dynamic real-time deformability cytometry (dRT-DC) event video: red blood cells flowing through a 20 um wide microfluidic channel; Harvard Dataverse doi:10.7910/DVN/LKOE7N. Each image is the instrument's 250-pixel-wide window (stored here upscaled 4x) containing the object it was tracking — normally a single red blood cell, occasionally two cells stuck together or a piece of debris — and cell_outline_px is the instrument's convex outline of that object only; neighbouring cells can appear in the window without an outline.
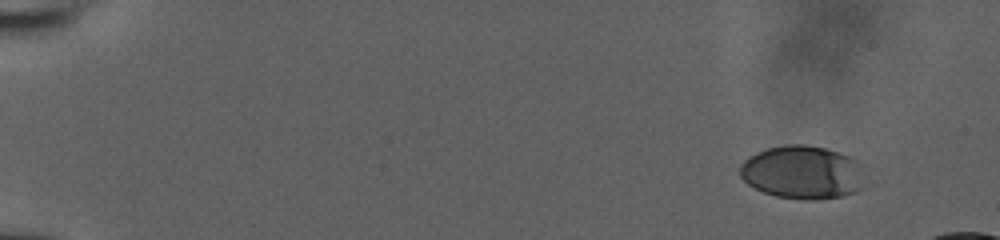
{"species": "human", "species_latin": "Homo sapiens", "temperature_condition": "room temperature", "stored_images_in_passage": 36, "camera_frame_rate_fps": 3000, "um_per_image_px": 0.085, "donor": {"sex": "male"}, "frame": {"image": 1, "passage_image": 1, "time_ms": 0.0, "image_size_px": [1000, 240], "cell_outline_px": [[864, 188], [856, 192], [840, 196], [812, 200], [776, 196], [764, 192], [748, 184], [740, 176], [740, 164], [748, 156], [764, 148], [784, 144], [804, 144], [824, 148], [848, 156], [856, 160]], "centroid_in_image_um": [68.15, 14.64], "position_along_channel_um": 16.9, "area_um2": 38.55}}
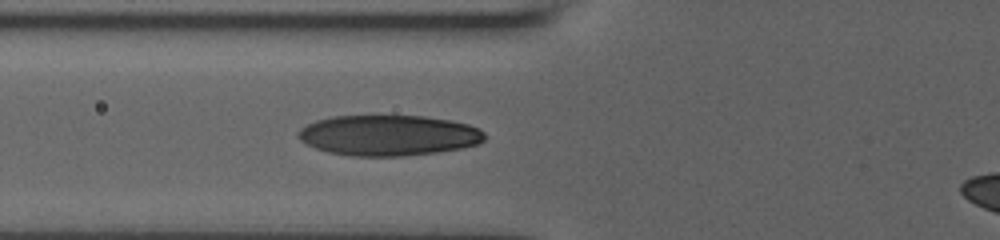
{"frame": {"image": 2, "passage_image": 20, "time_ms": 6.333, "image_size_px": [1000, 240], "cell_outline_px": [[488, 136], [480, 144], [464, 148], [436, 152], [400, 156], [348, 156], [328, 152], [304, 144], [296, 136], [296, 132], [300, 128], [316, 120], [332, 116], [424, 116], [448, 120], [468, 124], [480, 128]], "centroid_in_image_um": [33.02, 11.51], "position_along_channel_um": 92.8, "area_um2": 44.51}}
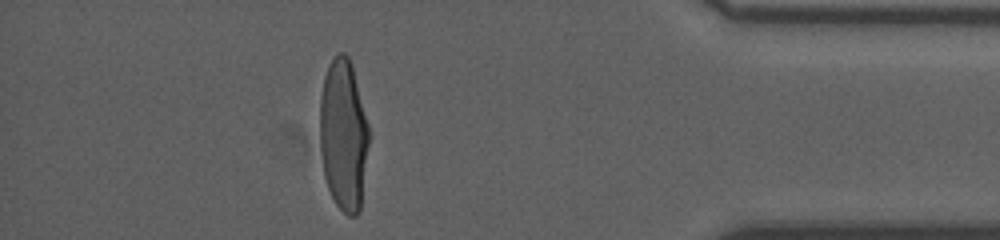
{"frame": {"image": 3, "passage_image": 34, "time_ms": 15.333, "image_size_px": [1000, 240], "cell_outline_px": [[368, 144], [360, 212], [356, 216], [348, 216], [336, 204], [328, 188], [324, 176], [320, 148], [320, 96], [324, 76], [328, 64], [336, 52], [344, 52], [348, 56], [352, 64], [368, 124]], "centroid_in_image_um": [29.18, 11.44], "position_along_channel_um": 406.0, "area_um2": 43.41}}